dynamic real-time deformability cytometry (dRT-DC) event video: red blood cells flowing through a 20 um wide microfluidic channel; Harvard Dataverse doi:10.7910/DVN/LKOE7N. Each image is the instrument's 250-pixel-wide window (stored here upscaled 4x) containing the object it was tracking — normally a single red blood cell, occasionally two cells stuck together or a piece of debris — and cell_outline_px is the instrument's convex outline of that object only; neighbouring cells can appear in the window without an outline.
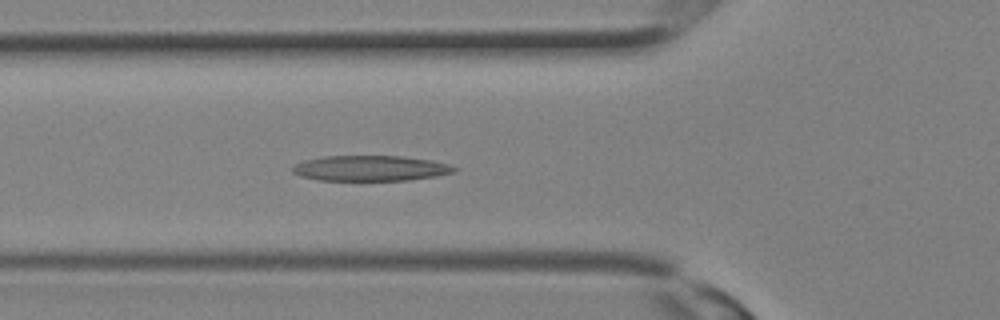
{"species": "Egyptian fruit bat (a non-hibernating species)", "species_latin": "Rousettus aegyptiacus", "temperature_condition": "room temperature", "stored_images_in_passage": 8, "camera_frame_rate_fps": 3000, "um_per_image_px": 0.085, "animal": {"sex": "female"}, "frame": {"image": 1, "passage_image": 6, "time_ms": 1.667, "image_size_px": [1000, 320], "cell_outline_px": [[460, 168], [456, 172], [436, 176], [408, 180], [320, 180], [300, 176], [292, 172], [292, 164], [304, 160], [324, 156], [400, 156], [432, 160], [448, 164]], "centroid_in_image_um": [31.49, 14.3], "position_along_channel_um": 94.3, "area_um2": 24.1}}
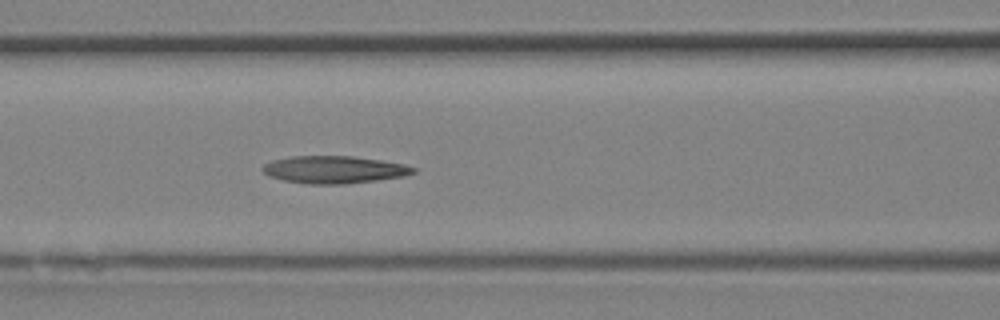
{"frame": {"image": 2, "passage_image": 8, "time_ms": 2.333, "image_size_px": [1000, 320], "cell_outline_px": [[416, 172], [404, 176], [376, 180], [344, 184], [308, 184], [284, 180], [268, 176], [260, 168], [264, 164], [272, 160], [292, 156], [352, 156], [380, 160], [404, 164], [416, 168]], "centroid_in_image_um": [28.38, 14.41], "position_along_channel_um": 138.2, "area_um2": 24.04}}